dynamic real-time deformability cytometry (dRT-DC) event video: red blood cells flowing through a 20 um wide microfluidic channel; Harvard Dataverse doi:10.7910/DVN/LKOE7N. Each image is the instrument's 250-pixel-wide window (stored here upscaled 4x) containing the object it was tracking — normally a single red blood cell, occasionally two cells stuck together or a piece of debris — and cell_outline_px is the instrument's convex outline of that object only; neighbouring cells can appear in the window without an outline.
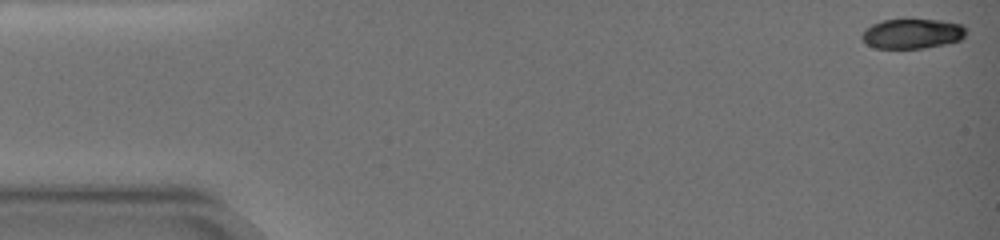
{"species": "common noctule bat (a hibernating species)", "species_latin": "Nyctalus noctula", "temperature_condition": "warm", "stored_images_in_passage": 6, "camera_frame_rate_fps": 3000, "um_per_image_px": 0.085, "animal": {"sex": "female", "body_mass_g": 19.0, "forearm_length_mm": 51.5}, "frame": {"image": 1, "passage_image": 1, "time_ms": 0.0, "image_size_px": [1000, 240], "cell_outline_px": [[968, 28], [964, 36], [960, 40], [944, 44], [924, 48], [876, 48], [868, 44], [860, 36], [864, 28], [872, 24], [884, 20], [940, 20], [964, 24]], "centroid_in_image_um": [77.57, 2.85], "position_along_channel_um": 7.4, "area_um2": 18.15}}
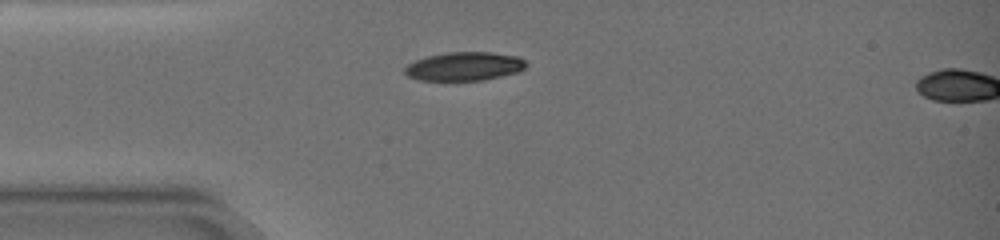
{"frame": {"image": 2, "passage_image": 5, "time_ms": 4.667, "image_size_px": [1000, 240], "cell_outline_px": [[528, 64], [520, 72], [484, 80], [420, 80], [408, 76], [404, 72], [404, 68], [408, 64], [416, 60], [428, 56], [448, 52], [492, 52], [516, 56], [524, 60]], "centroid_in_image_um": [39.5, 5.64], "position_along_channel_um": 45.5, "area_um2": 20.23}}